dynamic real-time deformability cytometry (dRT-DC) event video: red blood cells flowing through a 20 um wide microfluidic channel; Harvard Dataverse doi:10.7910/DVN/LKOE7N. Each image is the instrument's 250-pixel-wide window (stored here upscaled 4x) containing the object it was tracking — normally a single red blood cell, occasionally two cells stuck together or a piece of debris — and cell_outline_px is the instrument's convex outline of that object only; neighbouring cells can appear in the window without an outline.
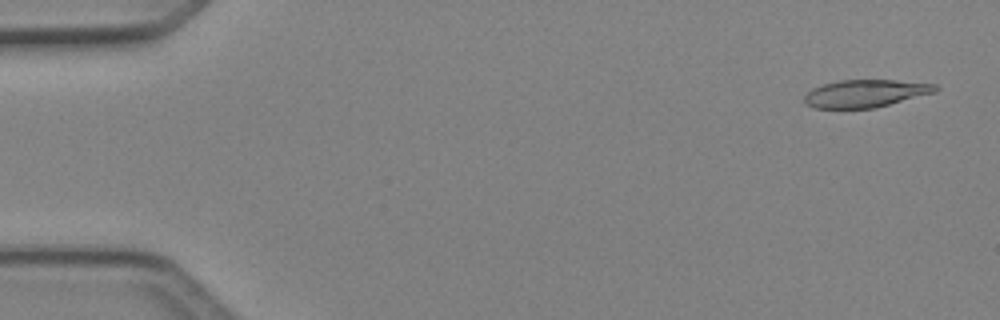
{"species": "Egyptian fruit bat (a non-hibernating species)", "species_latin": "Rousettus aegyptiacus", "temperature_condition": "cold", "stored_images_in_passage": 48, "camera_frame_rate_fps": 3000, "um_per_image_px": 0.085, "animal": {"sex": "female"}, "frame": {"image": 1, "passage_image": 2, "time_ms": 0.333, "image_size_px": [1000, 320], "cell_outline_px": [[940, 88], [936, 92], [876, 108], [816, 108], [804, 104], [804, 96], [812, 88], [824, 84], [840, 80], [896, 80], [936, 84]], "centroid_in_image_um": [73.58, 7.94], "position_along_channel_um": 11.4, "area_um2": 21.15}}
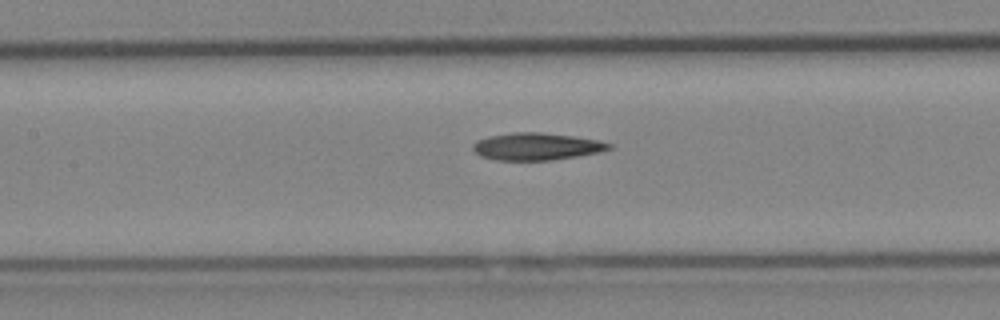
{"frame": {"image": 2, "passage_image": 22, "time_ms": 7.0, "image_size_px": [1000, 320], "cell_outline_px": [[612, 148], [600, 152], [552, 160], [496, 160], [480, 156], [472, 152], [472, 144], [476, 140], [488, 136], [512, 132], [540, 132], [576, 136], [600, 140], [612, 144]], "centroid_in_image_um": [45.58, 12.44], "position_along_channel_um": 161.8, "area_um2": 21.91}}
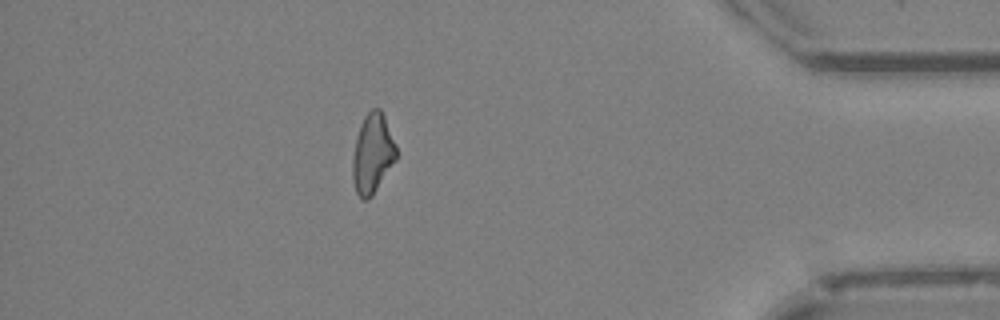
{"frame": {"image": 3, "passage_image": 42, "time_ms": 13.667, "image_size_px": [1000, 320], "cell_outline_px": [[396, 160], [372, 196], [368, 200], [360, 200], [356, 192], [352, 180], [352, 160], [356, 136], [360, 124], [364, 116], [372, 108], [380, 108], [384, 116], [396, 144]], "centroid_in_image_um": [31.65, 13.08], "position_along_channel_um": 403.6, "area_um2": 20.46}}